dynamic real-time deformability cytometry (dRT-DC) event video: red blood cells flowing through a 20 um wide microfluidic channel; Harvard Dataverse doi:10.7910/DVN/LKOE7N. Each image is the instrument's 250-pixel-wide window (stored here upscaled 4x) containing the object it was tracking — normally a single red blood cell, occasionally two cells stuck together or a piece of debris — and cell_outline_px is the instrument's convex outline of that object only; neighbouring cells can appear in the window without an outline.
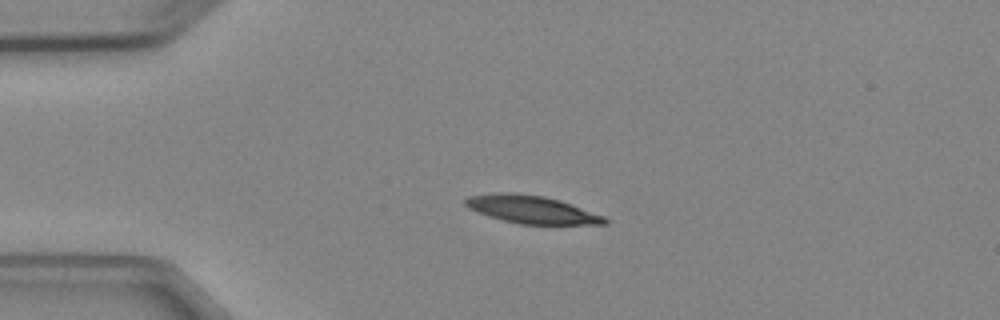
{"species": "Egyptian fruit bat (a non-hibernating species)", "species_latin": "Rousettus aegyptiacus", "temperature_condition": "cold", "stored_images_in_passage": 4, "camera_frame_rate_fps": 3000, "um_per_image_px": 0.085, "animal": {"sex": "female"}, "frame": {"image": 1, "passage_image": 3, "time_ms": 2.333, "image_size_px": [1000, 320], "cell_outline_px": [[608, 224], [520, 224], [488, 216], [468, 208], [464, 204], [464, 200], [468, 196], [500, 192], [512, 192], [544, 196], [560, 200], [604, 216], [608, 220]], "centroid_in_image_um": [45.17, 17.8], "position_along_channel_um": 39.8, "area_um2": 22.48}}